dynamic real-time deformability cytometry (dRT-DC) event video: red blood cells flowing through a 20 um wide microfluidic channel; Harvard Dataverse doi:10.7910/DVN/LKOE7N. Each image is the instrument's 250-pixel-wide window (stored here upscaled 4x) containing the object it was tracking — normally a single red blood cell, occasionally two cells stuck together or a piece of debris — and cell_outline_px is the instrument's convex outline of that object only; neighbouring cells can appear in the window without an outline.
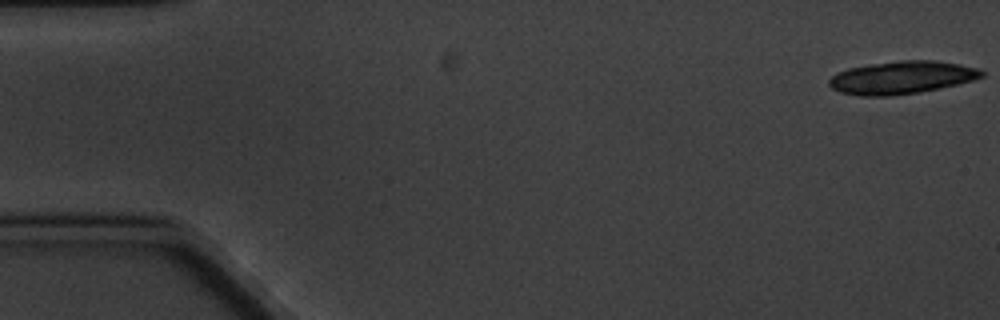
{"species": "common noctule bat (a hibernating species)", "species_latin": "Nyctalus noctula", "temperature_condition": "cold", "stored_images_in_passage": 6, "camera_frame_rate_fps": 3000, "um_per_image_px": 0.085, "animal": {"sex": "male", "body_mass_g": 20.1, "forearm_length_mm": 53.5}, "frame": {"image": 1, "passage_image": 1, "time_ms": 0.0, "image_size_px": [1000, 320], "cell_outline_px": [[984, 76], [972, 80], [956, 84], [920, 92], [888, 96], [860, 96], [840, 92], [832, 88], [828, 84], [828, 80], [832, 76], [848, 68], [868, 64], [900, 60], [932, 60], [960, 64], [980, 68], [984, 72]], "centroid_in_image_um": [76.64, 6.58], "position_along_channel_um": 8.4, "area_um2": 29.13}}